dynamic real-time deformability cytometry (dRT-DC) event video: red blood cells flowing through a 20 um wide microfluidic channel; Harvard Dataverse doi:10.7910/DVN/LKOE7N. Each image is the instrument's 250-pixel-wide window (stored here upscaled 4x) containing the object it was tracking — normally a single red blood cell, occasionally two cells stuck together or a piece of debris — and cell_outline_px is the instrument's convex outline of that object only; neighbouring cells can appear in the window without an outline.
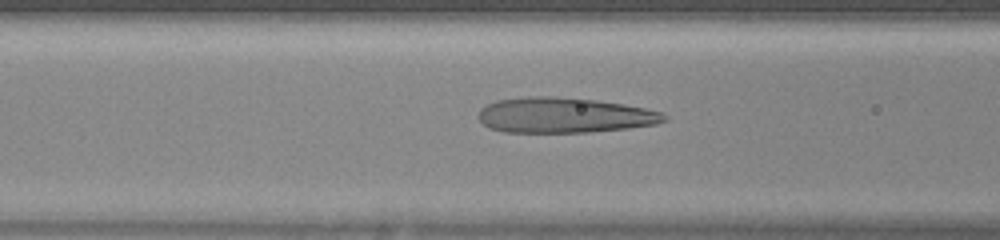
{"species": "human", "species_latin": "Homo sapiens", "temperature_condition": "warm", "stored_images_in_passage": 48, "camera_frame_rate_fps": 3000, "um_per_image_px": 0.085, "donor": {"sex": "female"}, "frame": {"image": 1, "passage_image": 20, "time_ms": 6.333, "image_size_px": [1000, 240], "cell_outline_px": [[668, 120], [656, 124], [628, 128], [588, 132], [504, 132], [488, 128], [476, 116], [480, 108], [496, 100], [528, 96], [552, 96], [596, 100], [624, 104], [664, 112], [668, 116]], "centroid_in_image_um": [47.96, 9.79], "position_along_channel_um": 118.6, "area_um2": 38.49}}
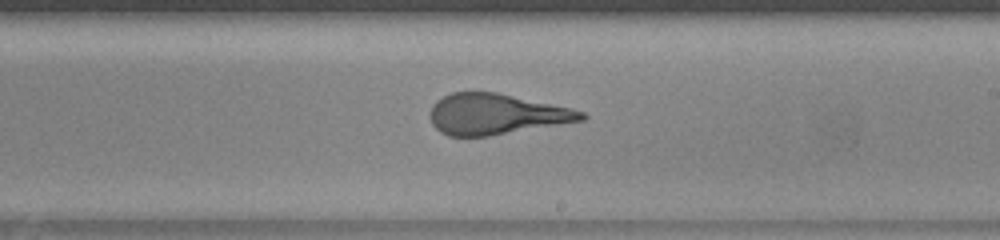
{"frame": {"image": 2, "passage_image": 29, "time_ms": 9.333, "image_size_px": [1000, 240], "cell_outline_px": [[588, 116], [584, 120], [488, 136], [448, 136], [440, 132], [432, 124], [428, 116], [432, 104], [436, 100], [452, 92], [496, 92], [572, 108], [584, 112]], "centroid_in_image_um": [42.13, 9.7], "position_along_channel_um": 246.9, "area_um2": 35.89}}
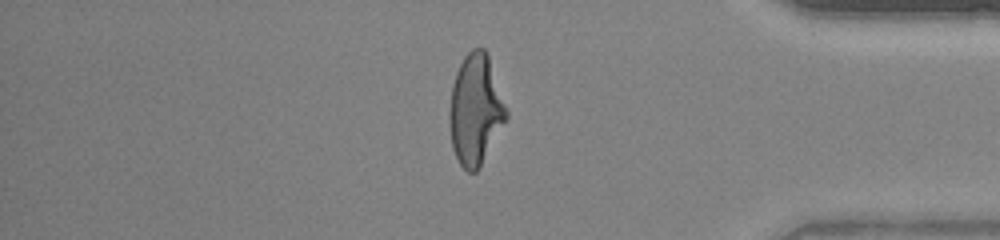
{"frame": {"image": 3, "passage_image": 41, "time_ms": 13.333, "image_size_px": [1000, 240], "cell_outline_px": [[508, 120], [476, 172], [468, 172], [460, 164], [452, 148], [448, 120], [448, 112], [452, 84], [456, 72], [464, 56], [472, 48], [484, 48], [488, 56], [508, 112]], "centroid_in_image_um": [40.4, 9.34], "position_along_channel_um": 394.8, "area_um2": 36.7}, "authors_computed_cell_mechanics": {"area_um2": 37.3388, "velocity_mm_per_s": 4.266, "shape_relaxation_time_tau1_ms": 7.856, "shape_relaxation_time_tau2_ms": 0.8871, "deformation_change_tau1": 0.3671, "deformation_change_tau2": 0.1201}}